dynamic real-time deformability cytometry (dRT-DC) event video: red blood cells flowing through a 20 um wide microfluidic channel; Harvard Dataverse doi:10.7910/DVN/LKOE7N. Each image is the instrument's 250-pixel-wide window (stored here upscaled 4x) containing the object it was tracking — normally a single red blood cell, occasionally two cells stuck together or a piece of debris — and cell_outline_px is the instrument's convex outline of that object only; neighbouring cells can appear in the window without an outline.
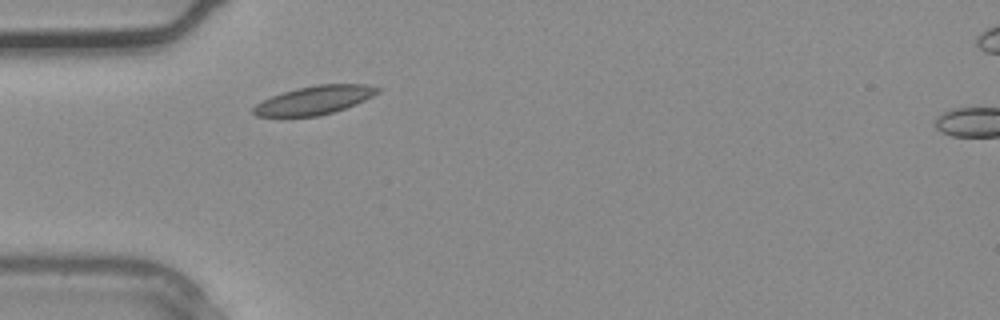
{"species": "common noctule bat (a hibernating species)", "species_latin": "Nyctalus noctula", "temperature_condition": "warm", "stored_images_in_passage": 3, "camera_frame_rate_fps": 3000, "um_per_image_px": 0.085, "animal": {"sex": "male", "body_mass_g": 20.4}, "frame": {"image": 1, "passage_image": 2, "time_ms": 0.333, "image_size_px": [1000, 320], "cell_outline_px": [[380, 92], [356, 104], [320, 116], [256, 116], [252, 112], [252, 108], [256, 104], [272, 96], [296, 88], [316, 84], [364, 84], [380, 88]], "centroid_in_image_um": [26.73, 8.5], "position_along_channel_um": 58.3, "area_um2": 20.46}}